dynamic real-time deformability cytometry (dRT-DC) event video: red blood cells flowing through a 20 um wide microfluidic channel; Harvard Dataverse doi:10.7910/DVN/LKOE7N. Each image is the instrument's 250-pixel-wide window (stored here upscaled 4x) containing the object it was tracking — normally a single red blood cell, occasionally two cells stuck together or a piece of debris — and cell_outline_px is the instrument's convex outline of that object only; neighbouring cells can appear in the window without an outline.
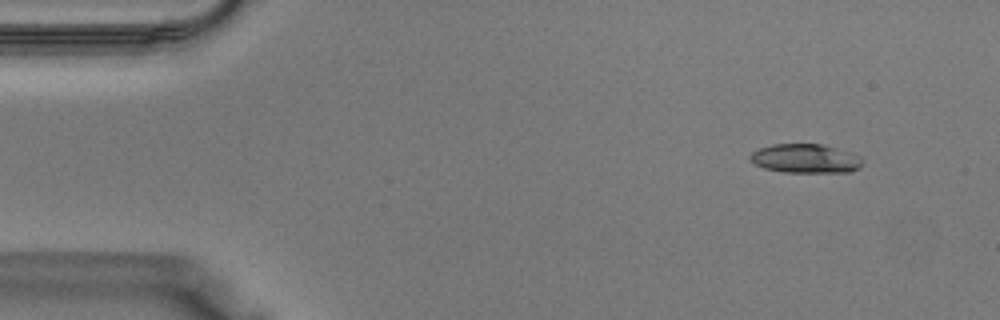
{"species": "Egyptian fruit bat (a non-hibernating species)", "species_latin": "Rousettus aegyptiacus", "temperature_condition": "warm", "stored_images_in_passage": 38, "camera_frame_rate_fps": 3000, "um_per_image_px": 0.085, "animal": {"sex": "male"}, "frame": {"image": 1, "passage_image": 3, "time_ms": 0.667, "image_size_px": [1000, 320], "cell_outline_px": [[864, 164], [860, 168], [852, 172], [784, 172], [764, 168], [756, 164], [748, 156], [752, 152], [760, 148], [772, 144], [824, 144], [852, 152], [860, 156], [864, 160]], "centroid_in_image_um": [68.55, 13.47], "position_along_channel_um": 16.5, "area_um2": 19.25}}
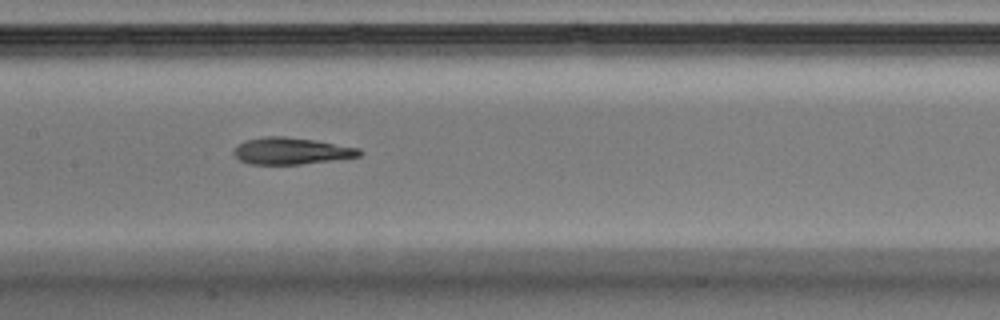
{"frame": {"image": 2, "passage_image": 18, "time_ms": 5.667, "image_size_px": [1000, 320], "cell_outline_px": [[364, 152], [360, 156], [332, 160], [300, 164], [248, 164], [240, 160], [232, 152], [244, 140], [264, 136], [284, 136], [316, 140], [360, 148]], "centroid_in_image_um": [24.78, 12.82], "position_along_channel_um": 182.6, "area_um2": 19.59}}
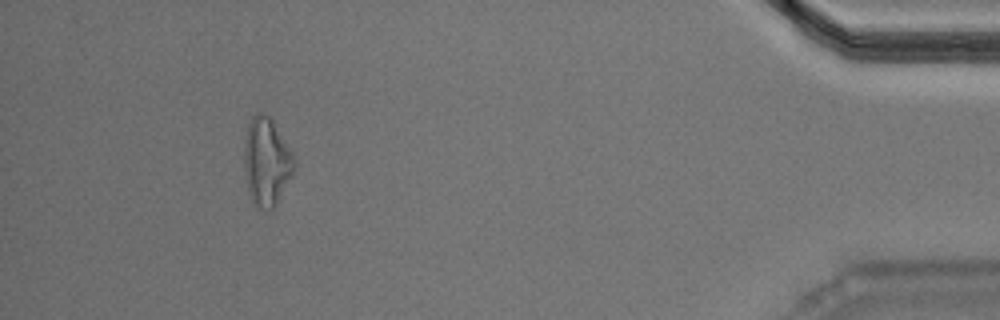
{"frame": {"image": 3, "passage_image": 35, "time_ms": 11.333, "image_size_px": [1000, 320], "cell_outline_px": [[296, 164], [276, 204], [272, 208], [260, 208], [252, 204], [248, 192], [244, 172], [244, 144], [248, 124], [252, 116], [256, 112], [260, 112], [268, 116], [272, 120], [296, 156]], "centroid_in_image_um": [22.64, 13.72], "position_along_channel_um": 412.6, "area_um2": 25.66}}